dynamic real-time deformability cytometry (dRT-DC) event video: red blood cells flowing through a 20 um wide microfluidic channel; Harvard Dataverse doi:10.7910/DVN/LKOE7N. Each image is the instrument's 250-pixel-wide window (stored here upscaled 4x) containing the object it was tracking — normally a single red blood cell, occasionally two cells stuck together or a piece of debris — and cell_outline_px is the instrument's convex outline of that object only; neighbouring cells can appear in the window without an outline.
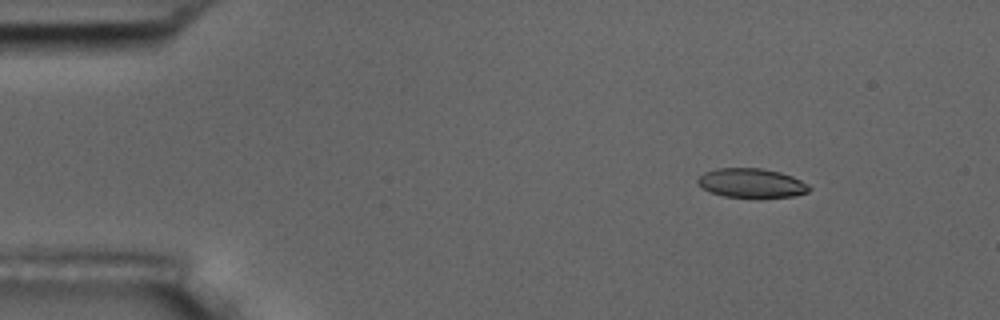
{"species": "common noctule bat (a hibernating species)", "species_latin": "Nyctalus noctula", "temperature_condition": "room temperature", "stored_images_in_passage": 8, "camera_frame_rate_fps": 3000, "um_per_image_px": 0.085, "animal": {"sex": "male", "body_mass_g": 17.5, "forearm_length_mm": 52.3}, "frame": {"image": 1, "passage_image": 2, "time_ms": 0.333, "image_size_px": [1000, 320], "cell_outline_px": [[812, 188], [808, 192], [796, 196], [760, 200], [724, 196], [712, 192], [696, 184], [696, 180], [704, 172], [716, 168], [760, 168], [780, 172], [792, 176], [808, 184]], "centroid_in_image_um": [63.91, 15.6], "position_along_channel_um": 21.1, "area_um2": 19.71}}
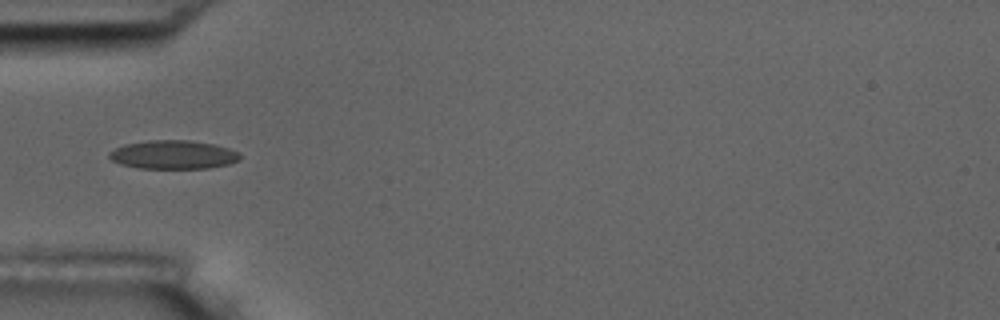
{"frame": {"image": 2, "passage_image": 5, "time_ms": 1.333, "image_size_px": [1000, 320], "cell_outline_px": [[240, 160], [228, 164], [208, 168], [140, 168], [120, 164], [112, 160], [108, 156], [108, 152], [124, 144], [148, 140], [188, 140], [212, 144], [228, 148], [240, 152]], "centroid_in_image_um": [14.72, 13.14], "position_along_channel_um": 70.3, "area_um2": 21.79}}
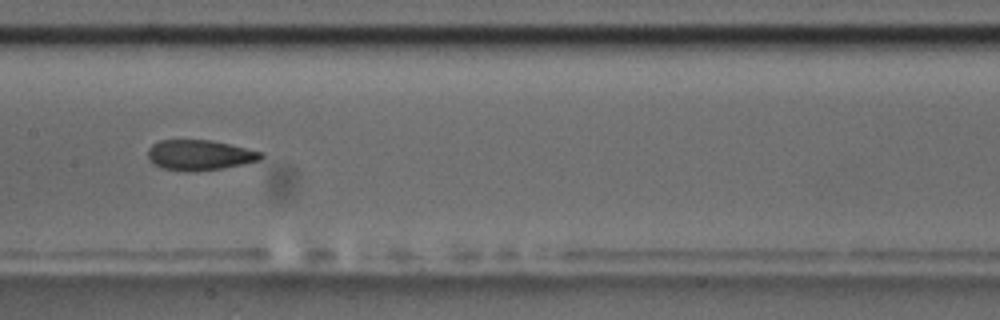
{"frame": {"image": 3, "passage_image": 8, "time_ms": 2.333, "image_size_px": [1000, 320], "cell_outline_px": [[264, 156], [260, 160], [244, 164], [196, 172], [184, 172], [160, 168], [148, 160], [148, 148], [152, 144], [160, 140], [212, 140], [264, 152]], "centroid_in_image_um": [16.95, 13.19], "position_along_channel_um": 190.4, "area_um2": 20.29}}